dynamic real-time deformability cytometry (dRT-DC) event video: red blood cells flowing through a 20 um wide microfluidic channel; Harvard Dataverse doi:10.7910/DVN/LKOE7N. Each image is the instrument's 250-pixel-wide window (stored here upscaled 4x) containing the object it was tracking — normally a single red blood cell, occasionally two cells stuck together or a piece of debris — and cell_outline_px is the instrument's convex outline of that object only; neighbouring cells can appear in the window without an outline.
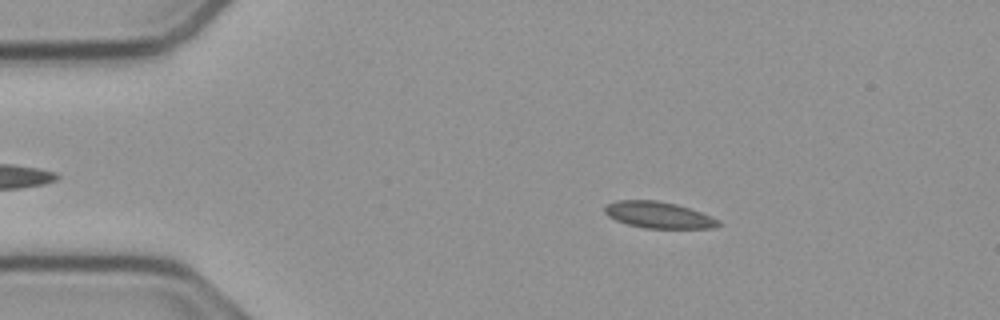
{"species": "common noctule bat (a hibernating species)", "species_latin": "Nyctalus noctula", "temperature_condition": "cold", "stored_images_in_passage": 46, "camera_frame_rate_fps": 3000, "um_per_image_px": 0.085, "animal": {"sex": "male", "body_mass_g": 23.1, "forearm_length_mm": 52.7}, "frame": {"image": 1, "passage_image": 9, "time_ms": 2.667, "image_size_px": [1000, 320], "cell_outline_px": [[720, 224], [712, 228], [644, 228], [628, 224], [616, 220], [608, 216], [604, 212], [604, 208], [608, 204], [616, 200], [656, 200], [676, 204], [700, 212], [720, 220]], "centroid_in_image_um": [55.95, 18.27], "position_along_channel_um": 29.0, "area_um2": 17.34}}
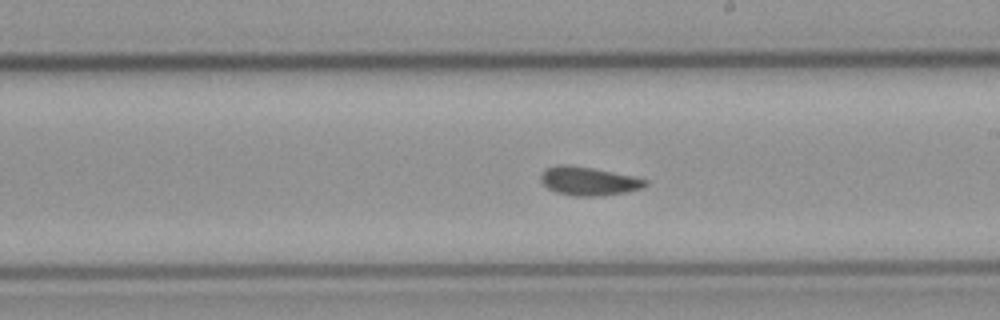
{"frame": {"image": 2, "passage_image": 30, "time_ms": 9.667, "image_size_px": [1000, 320], "cell_outline_px": [[648, 184], [640, 188], [628, 192], [600, 196], [572, 196], [556, 192], [548, 188], [540, 180], [540, 176], [544, 168], [560, 164], [568, 164], [592, 168], [632, 176], [648, 180]], "centroid_in_image_um": [50.0, 15.39], "position_along_channel_um": 239.0, "area_um2": 17.46}}
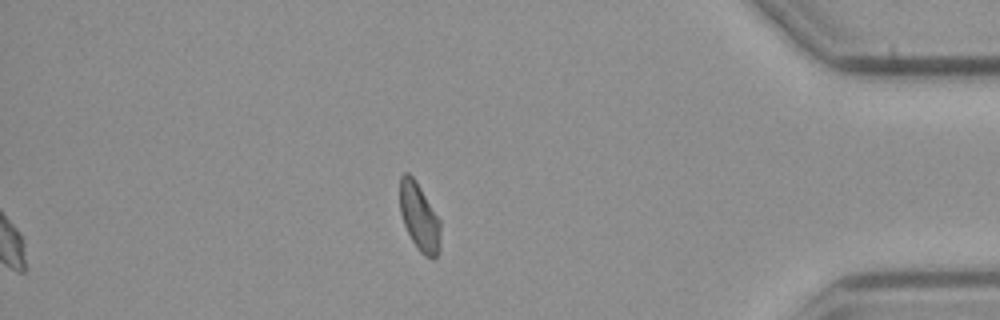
{"frame": {"image": 3, "passage_image": 46, "time_ms": 15.0, "image_size_px": [1000, 320], "cell_outline_px": [[440, 248], [436, 256], [432, 260], [424, 256], [416, 248], [404, 224], [400, 212], [400, 176], [404, 172], [408, 172], [412, 176], [420, 188], [440, 220]], "centroid_in_image_um": [35.64, 18.48], "position_along_channel_um": 399.6, "area_um2": 15.95}, "authors_computed_cell_mechanics": {"area_um2": 17.1955, "velocity_mm_per_s": 3.779, "shape_relaxation_time_tau1_ms": null, "shape_relaxation_time_tau2_ms": 2.8817, "deformation_change_tau1": null, "deformation_change_tau2": 0.0866}}